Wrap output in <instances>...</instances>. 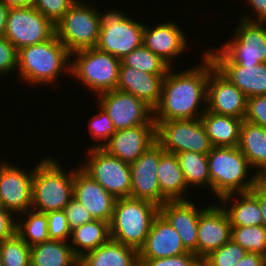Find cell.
I'll list each match as a JSON object with an SVG mask.
<instances>
[{
	"label": "cell",
	"mask_w": 266,
	"mask_h": 266,
	"mask_svg": "<svg viewBox=\"0 0 266 266\" xmlns=\"http://www.w3.org/2000/svg\"><path fill=\"white\" fill-rule=\"evenodd\" d=\"M10 6L0 1V37H4L6 31V20Z\"/></svg>",
	"instance_id": "cell-49"
},
{
	"label": "cell",
	"mask_w": 266,
	"mask_h": 266,
	"mask_svg": "<svg viewBox=\"0 0 266 266\" xmlns=\"http://www.w3.org/2000/svg\"><path fill=\"white\" fill-rule=\"evenodd\" d=\"M157 179L161 192V205L165 201L189 200L186 193L190 189L185 182L176 154L164 152L160 156Z\"/></svg>",
	"instance_id": "cell-25"
},
{
	"label": "cell",
	"mask_w": 266,
	"mask_h": 266,
	"mask_svg": "<svg viewBox=\"0 0 266 266\" xmlns=\"http://www.w3.org/2000/svg\"><path fill=\"white\" fill-rule=\"evenodd\" d=\"M100 33L97 48L118 59L143 45L144 23L130 18L126 12L105 9L98 11Z\"/></svg>",
	"instance_id": "cell-7"
},
{
	"label": "cell",
	"mask_w": 266,
	"mask_h": 266,
	"mask_svg": "<svg viewBox=\"0 0 266 266\" xmlns=\"http://www.w3.org/2000/svg\"><path fill=\"white\" fill-rule=\"evenodd\" d=\"M247 251L230 239L223 246L211 252L202 261V266H233L241 260Z\"/></svg>",
	"instance_id": "cell-38"
},
{
	"label": "cell",
	"mask_w": 266,
	"mask_h": 266,
	"mask_svg": "<svg viewBox=\"0 0 266 266\" xmlns=\"http://www.w3.org/2000/svg\"><path fill=\"white\" fill-rule=\"evenodd\" d=\"M0 266H4L3 263H2L1 257H0Z\"/></svg>",
	"instance_id": "cell-53"
},
{
	"label": "cell",
	"mask_w": 266,
	"mask_h": 266,
	"mask_svg": "<svg viewBox=\"0 0 266 266\" xmlns=\"http://www.w3.org/2000/svg\"><path fill=\"white\" fill-rule=\"evenodd\" d=\"M178 232L159 212L153 219L138 259L168 258L188 253Z\"/></svg>",
	"instance_id": "cell-22"
},
{
	"label": "cell",
	"mask_w": 266,
	"mask_h": 266,
	"mask_svg": "<svg viewBox=\"0 0 266 266\" xmlns=\"http://www.w3.org/2000/svg\"><path fill=\"white\" fill-rule=\"evenodd\" d=\"M123 66H129L142 72L166 75L170 66L144 45L134 49L121 59Z\"/></svg>",
	"instance_id": "cell-34"
},
{
	"label": "cell",
	"mask_w": 266,
	"mask_h": 266,
	"mask_svg": "<svg viewBox=\"0 0 266 266\" xmlns=\"http://www.w3.org/2000/svg\"><path fill=\"white\" fill-rule=\"evenodd\" d=\"M174 21L160 22L154 27L144 25L143 45L164 60L170 67H174L173 60L181 58L188 47V37L184 29ZM184 31V32H183Z\"/></svg>",
	"instance_id": "cell-18"
},
{
	"label": "cell",
	"mask_w": 266,
	"mask_h": 266,
	"mask_svg": "<svg viewBox=\"0 0 266 266\" xmlns=\"http://www.w3.org/2000/svg\"><path fill=\"white\" fill-rule=\"evenodd\" d=\"M18 50L5 37H0V77L17 70Z\"/></svg>",
	"instance_id": "cell-43"
},
{
	"label": "cell",
	"mask_w": 266,
	"mask_h": 266,
	"mask_svg": "<svg viewBox=\"0 0 266 266\" xmlns=\"http://www.w3.org/2000/svg\"><path fill=\"white\" fill-rule=\"evenodd\" d=\"M231 239V223L219 203L209 204L199 216L197 227V257L202 261Z\"/></svg>",
	"instance_id": "cell-16"
},
{
	"label": "cell",
	"mask_w": 266,
	"mask_h": 266,
	"mask_svg": "<svg viewBox=\"0 0 266 266\" xmlns=\"http://www.w3.org/2000/svg\"><path fill=\"white\" fill-rule=\"evenodd\" d=\"M96 105H98L97 107L100 111L89 119L87 128L89 129L90 137H92L95 142H93V145L90 143L91 145L90 147L88 146V148H102L110 137L116 133L114 124L106 110L98 103Z\"/></svg>",
	"instance_id": "cell-37"
},
{
	"label": "cell",
	"mask_w": 266,
	"mask_h": 266,
	"mask_svg": "<svg viewBox=\"0 0 266 266\" xmlns=\"http://www.w3.org/2000/svg\"><path fill=\"white\" fill-rule=\"evenodd\" d=\"M233 37L218 49L234 64L266 63V23L239 19Z\"/></svg>",
	"instance_id": "cell-12"
},
{
	"label": "cell",
	"mask_w": 266,
	"mask_h": 266,
	"mask_svg": "<svg viewBox=\"0 0 266 266\" xmlns=\"http://www.w3.org/2000/svg\"><path fill=\"white\" fill-rule=\"evenodd\" d=\"M259 201L262 211L263 223L262 226L266 229V189L258 183L250 191Z\"/></svg>",
	"instance_id": "cell-48"
},
{
	"label": "cell",
	"mask_w": 266,
	"mask_h": 266,
	"mask_svg": "<svg viewBox=\"0 0 266 266\" xmlns=\"http://www.w3.org/2000/svg\"><path fill=\"white\" fill-rule=\"evenodd\" d=\"M85 148L86 161L82 160L79 167L116 199L131 197L130 164L102 148Z\"/></svg>",
	"instance_id": "cell-9"
},
{
	"label": "cell",
	"mask_w": 266,
	"mask_h": 266,
	"mask_svg": "<svg viewBox=\"0 0 266 266\" xmlns=\"http://www.w3.org/2000/svg\"><path fill=\"white\" fill-rule=\"evenodd\" d=\"M139 266H202L201 260L192 252L157 259H138Z\"/></svg>",
	"instance_id": "cell-41"
},
{
	"label": "cell",
	"mask_w": 266,
	"mask_h": 266,
	"mask_svg": "<svg viewBox=\"0 0 266 266\" xmlns=\"http://www.w3.org/2000/svg\"><path fill=\"white\" fill-rule=\"evenodd\" d=\"M257 183L266 189V167L257 174Z\"/></svg>",
	"instance_id": "cell-51"
},
{
	"label": "cell",
	"mask_w": 266,
	"mask_h": 266,
	"mask_svg": "<svg viewBox=\"0 0 266 266\" xmlns=\"http://www.w3.org/2000/svg\"><path fill=\"white\" fill-rule=\"evenodd\" d=\"M1 209H4V207H3V204H2L1 199H0V210Z\"/></svg>",
	"instance_id": "cell-52"
},
{
	"label": "cell",
	"mask_w": 266,
	"mask_h": 266,
	"mask_svg": "<svg viewBox=\"0 0 266 266\" xmlns=\"http://www.w3.org/2000/svg\"><path fill=\"white\" fill-rule=\"evenodd\" d=\"M245 1L246 4L248 3L247 8L249 7V10L250 12H252V14L250 15L249 12H247L248 14L245 12V14L240 16L241 19L253 22L266 23V0H245Z\"/></svg>",
	"instance_id": "cell-46"
},
{
	"label": "cell",
	"mask_w": 266,
	"mask_h": 266,
	"mask_svg": "<svg viewBox=\"0 0 266 266\" xmlns=\"http://www.w3.org/2000/svg\"><path fill=\"white\" fill-rule=\"evenodd\" d=\"M231 239L247 252L266 257V229L262 226H231Z\"/></svg>",
	"instance_id": "cell-35"
},
{
	"label": "cell",
	"mask_w": 266,
	"mask_h": 266,
	"mask_svg": "<svg viewBox=\"0 0 266 266\" xmlns=\"http://www.w3.org/2000/svg\"><path fill=\"white\" fill-rule=\"evenodd\" d=\"M156 142L165 152L190 151L208 154L212 145L199 119L155 121Z\"/></svg>",
	"instance_id": "cell-10"
},
{
	"label": "cell",
	"mask_w": 266,
	"mask_h": 266,
	"mask_svg": "<svg viewBox=\"0 0 266 266\" xmlns=\"http://www.w3.org/2000/svg\"><path fill=\"white\" fill-rule=\"evenodd\" d=\"M64 212L66 214L68 225L71 231L87 222L94 220L88 210L75 198H72L66 205Z\"/></svg>",
	"instance_id": "cell-44"
},
{
	"label": "cell",
	"mask_w": 266,
	"mask_h": 266,
	"mask_svg": "<svg viewBox=\"0 0 266 266\" xmlns=\"http://www.w3.org/2000/svg\"><path fill=\"white\" fill-rule=\"evenodd\" d=\"M111 239L109 222L92 220L71 231L70 246L74 254L81 258Z\"/></svg>",
	"instance_id": "cell-31"
},
{
	"label": "cell",
	"mask_w": 266,
	"mask_h": 266,
	"mask_svg": "<svg viewBox=\"0 0 266 266\" xmlns=\"http://www.w3.org/2000/svg\"><path fill=\"white\" fill-rule=\"evenodd\" d=\"M201 53L199 65L181 71L169 68L154 121L199 119L206 111L208 78L215 65L206 51Z\"/></svg>",
	"instance_id": "cell-1"
},
{
	"label": "cell",
	"mask_w": 266,
	"mask_h": 266,
	"mask_svg": "<svg viewBox=\"0 0 266 266\" xmlns=\"http://www.w3.org/2000/svg\"><path fill=\"white\" fill-rule=\"evenodd\" d=\"M217 202L226 210L231 226H259L263 223L259 201L251 192L228 194Z\"/></svg>",
	"instance_id": "cell-27"
},
{
	"label": "cell",
	"mask_w": 266,
	"mask_h": 266,
	"mask_svg": "<svg viewBox=\"0 0 266 266\" xmlns=\"http://www.w3.org/2000/svg\"><path fill=\"white\" fill-rule=\"evenodd\" d=\"M46 216L49 240L70 241L71 229L64 210L50 211Z\"/></svg>",
	"instance_id": "cell-39"
},
{
	"label": "cell",
	"mask_w": 266,
	"mask_h": 266,
	"mask_svg": "<svg viewBox=\"0 0 266 266\" xmlns=\"http://www.w3.org/2000/svg\"><path fill=\"white\" fill-rule=\"evenodd\" d=\"M199 208H198V207ZM207 207L191 200L165 201L159 212L180 235L184 247L197 256V227L200 213Z\"/></svg>",
	"instance_id": "cell-23"
},
{
	"label": "cell",
	"mask_w": 266,
	"mask_h": 266,
	"mask_svg": "<svg viewBox=\"0 0 266 266\" xmlns=\"http://www.w3.org/2000/svg\"><path fill=\"white\" fill-rule=\"evenodd\" d=\"M17 217L6 209L0 210V242L16 234Z\"/></svg>",
	"instance_id": "cell-45"
},
{
	"label": "cell",
	"mask_w": 266,
	"mask_h": 266,
	"mask_svg": "<svg viewBox=\"0 0 266 266\" xmlns=\"http://www.w3.org/2000/svg\"><path fill=\"white\" fill-rule=\"evenodd\" d=\"M19 216H17L16 233L30 247L49 240L47 226L48 219L46 213H41L31 209Z\"/></svg>",
	"instance_id": "cell-33"
},
{
	"label": "cell",
	"mask_w": 266,
	"mask_h": 266,
	"mask_svg": "<svg viewBox=\"0 0 266 266\" xmlns=\"http://www.w3.org/2000/svg\"><path fill=\"white\" fill-rule=\"evenodd\" d=\"M246 104L244 93L216 68L209 73L206 110L244 120Z\"/></svg>",
	"instance_id": "cell-19"
},
{
	"label": "cell",
	"mask_w": 266,
	"mask_h": 266,
	"mask_svg": "<svg viewBox=\"0 0 266 266\" xmlns=\"http://www.w3.org/2000/svg\"><path fill=\"white\" fill-rule=\"evenodd\" d=\"M31 247L16 233L0 242V257L4 266H31Z\"/></svg>",
	"instance_id": "cell-36"
},
{
	"label": "cell",
	"mask_w": 266,
	"mask_h": 266,
	"mask_svg": "<svg viewBox=\"0 0 266 266\" xmlns=\"http://www.w3.org/2000/svg\"><path fill=\"white\" fill-rule=\"evenodd\" d=\"M155 142L156 123H147L129 129L117 130L102 149L119 158L122 162L131 164Z\"/></svg>",
	"instance_id": "cell-20"
},
{
	"label": "cell",
	"mask_w": 266,
	"mask_h": 266,
	"mask_svg": "<svg viewBox=\"0 0 266 266\" xmlns=\"http://www.w3.org/2000/svg\"><path fill=\"white\" fill-rule=\"evenodd\" d=\"M73 198L88 210L93 219L110 222L116 198L79 165L74 167Z\"/></svg>",
	"instance_id": "cell-21"
},
{
	"label": "cell",
	"mask_w": 266,
	"mask_h": 266,
	"mask_svg": "<svg viewBox=\"0 0 266 266\" xmlns=\"http://www.w3.org/2000/svg\"><path fill=\"white\" fill-rule=\"evenodd\" d=\"M79 266H139L138 251L110 239L79 258Z\"/></svg>",
	"instance_id": "cell-26"
},
{
	"label": "cell",
	"mask_w": 266,
	"mask_h": 266,
	"mask_svg": "<svg viewBox=\"0 0 266 266\" xmlns=\"http://www.w3.org/2000/svg\"><path fill=\"white\" fill-rule=\"evenodd\" d=\"M176 155L188 188L194 190L197 187L199 188V191L201 188H205L207 189V192L209 189L210 194V176L207 154L185 151L177 153Z\"/></svg>",
	"instance_id": "cell-32"
},
{
	"label": "cell",
	"mask_w": 266,
	"mask_h": 266,
	"mask_svg": "<svg viewBox=\"0 0 266 266\" xmlns=\"http://www.w3.org/2000/svg\"><path fill=\"white\" fill-rule=\"evenodd\" d=\"M71 53L56 34L49 40L18 50L17 70L27 86L55 85L61 75H70ZM63 72V73H62ZM20 75V76H19ZM38 84V85H37Z\"/></svg>",
	"instance_id": "cell-2"
},
{
	"label": "cell",
	"mask_w": 266,
	"mask_h": 266,
	"mask_svg": "<svg viewBox=\"0 0 266 266\" xmlns=\"http://www.w3.org/2000/svg\"><path fill=\"white\" fill-rule=\"evenodd\" d=\"M244 120L266 129V95L247 98Z\"/></svg>",
	"instance_id": "cell-42"
},
{
	"label": "cell",
	"mask_w": 266,
	"mask_h": 266,
	"mask_svg": "<svg viewBox=\"0 0 266 266\" xmlns=\"http://www.w3.org/2000/svg\"><path fill=\"white\" fill-rule=\"evenodd\" d=\"M165 76L142 72L120 64L119 81L116 89L131 93L154 110L161 100Z\"/></svg>",
	"instance_id": "cell-24"
},
{
	"label": "cell",
	"mask_w": 266,
	"mask_h": 266,
	"mask_svg": "<svg viewBox=\"0 0 266 266\" xmlns=\"http://www.w3.org/2000/svg\"><path fill=\"white\" fill-rule=\"evenodd\" d=\"M10 7L32 5L34 0H0Z\"/></svg>",
	"instance_id": "cell-50"
},
{
	"label": "cell",
	"mask_w": 266,
	"mask_h": 266,
	"mask_svg": "<svg viewBox=\"0 0 266 266\" xmlns=\"http://www.w3.org/2000/svg\"><path fill=\"white\" fill-rule=\"evenodd\" d=\"M265 261V256L247 252V254L233 266H263Z\"/></svg>",
	"instance_id": "cell-47"
},
{
	"label": "cell",
	"mask_w": 266,
	"mask_h": 266,
	"mask_svg": "<svg viewBox=\"0 0 266 266\" xmlns=\"http://www.w3.org/2000/svg\"><path fill=\"white\" fill-rule=\"evenodd\" d=\"M121 60L99 50L87 48L71 53L70 76L94 96L116 89Z\"/></svg>",
	"instance_id": "cell-6"
},
{
	"label": "cell",
	"mask_w": 266,
	"mask_h": 266,
	"mask_svg": "<svg viewBox=\"0 0 266 266\" xmlns=\"http://www.w3.org/2000/svg\"><path fill=\"white\" fill-rule=\"evenodd\" d=\"M165 151L155 142L135 162L130 164L131 197L161 206V192L157 179L160 156Z\"/></svg>",
	"instance_id": "cell-17"
},
{
	"label": "cell",
	"mask_w": 266,
	"mask_h": 266,
	"mask_svg": "<svg viewBox=\"0 0 266 266\" xmlns=\"http://www.w3.org/2000/svg\"><path fill=\"white\" fill-rule=\"evenodd\" d=\"M207 158L210 194L218 201L228 194L250 192L257 184V173L251 172L247 158L238 147H212Z\"/></svg>",
	"instance_id": "cell-4"
},
{
	"label": "cell",
	"mask_w": 266,
	"mask_h": 266,
	"mask_svg": "<svg viewBox=\"0 0 266 266\" xmlns=\"http://www.w3.org/2000/svg\"><path fill=\"white\" fill-rule=\"evenodd\" d=\"M77 0H34L32 6L56 24Z\"/></svg>",
	"instance_id": "cell-40"
},
{
	"label": "cell",
	"mask_w": 266,
	"mask_h": 266,
	"mask_svg": "<svg viewBox=\"0 0 266 266\" xmlns=\"http://www.w3.org/2000/svg\"><path fill=\"white\" fill-rule=\"evenodd\" d=\"M87 0H77L55 24L56 36L73 53L97 46L100 33L98 10Z\"/></svg>",
	"instance_id": "cell-8"
},
{
	"label": "cell",
	"mask_w": 266,
	"mask_h": 266,
	"mask_svg": "<svg viewBox=\"0 0 266 266\" xmlns=\"http://www.w3.org/2000/svg\"><path fill=\"white\" fill-rule=\"evenodd\" d=\"M31 266H79L69 241L48 240L31 246Z\"/></svg>",
	"instance_id": "cell-30"
},
{
	"label": "cell",
	"mask_w": 266,
	"mask_h": 266,
	"mask_svg": "<svg viewBox=\"0 0 266 266\" xmlns=\"http://www.w3.org/2000/svg\"><path fill=\"white\" fill-rule=\"evenodd\" d=\"M247 158L255 173L266 167V129L262 126L242 121L237 146Z\"/></svg>",
	"instance_id": "cell-29"
},
{
	"label": "cell",
	"mask_w": 266,
	"mask_h": 266,
	"mask_svg": "<svg viewBox=\"0 0 266 266\" xmlns=\"http://www.w3.org/2000/svg\"><path fill=\"white\" fill-rule=\"evenodd\" d=\"M213 147H237L243 119L206 110L200 117Z\"/></svg>",
	"instance_id": "cell-28"
},
{
	"label": "cell",
	"mask_w": 266,
	"mask_h": 266,
	"mask_svg": "<svg viewBox=\"0 0 266 266\" xmlns=\"http://www.w3.org/2000/svg\"><path fill=\"white\" fill-rule=\"evenodd\" d=\"M95 98V102L108 113L116 131L155 123L154 110L131 93L114 89Z\"/></svg>",
	"instance_id": "cell-13"
},
{
	"label": "cell",
	"mask_w": 266,
	"mask_h": 266,
	"mask_svg": "<svg viewBox=\"0 0 266 266\" xmlns=\"http://www.w3.org/2000/svg\"><path fill=\"white\" fill-rule=\"evenodd\" d=\"M41 157L34 165L32 210L41 213L64 210L73 198L74 168L64 170L63 163L54 156Z\"/></svg>",
	"instance_id": "cell-3"
},
{
	"label": "cell",
	"mask_w": 266,
	"mask_h": 266,
	"mask_svg": "<svg viewBox=\"0 0 266 266\" xmlns=\"http://www.w3.org/2000/svg\"><path fill=\"white\" fill-rule=\"evenodd\" d=\"M55 34V24L32 5L10 8L4 37L17 50L45 42Z\"/></svg>",
	"instance_id": "cell-11"
},
{
	"label": "cell",
	"mask_w": 266,
	"mask_h": 266,
	"mask_svg": "<svg viewBox=\"0 0 266 266\" xmlns=\"http://www.w3.org/2000/svg\"><path fill=\"white\" fill-rule=\"evenodd\" d=\"M205 51L213 60L215 68L246 98L266 95V63L239 65L232 63L217 47Z\"/></svg>",
	"instance_id": "cell-15"
},
{
	"label": "cell",
	"mask_w": 266,
	"mask_h": 266,
	"mask_svg": "<svg viewBox=\"0 0 266 266\" xmlns=\"http://www.w3.org/2000/svg\"><path fill=\"white\" fill-rule=\"evenodd\" d=\"M4 158L0 159V199L4 209L17 217L32 209L34 167L23 169Z\"/></svg>",
	"instance_id": "cell-14"
},
{
	"label": "cell",
	"mask_w": 266,
	"mask_h": 266,
	"mask_svg": "<svg viewBox=\"0 0 266 266\" xmlns=\"http://www.w3.org/2000/svg\"><path fill=\"white\" fill-rule=\"evenodd\" d=\"M158 213L159 206L150 201L132 197L117 198L109 222L111 239L139 251Z\"/></svg>",
	"instance_id": "cell-5"
}]
</instances>
